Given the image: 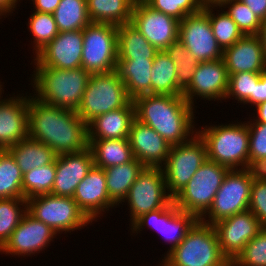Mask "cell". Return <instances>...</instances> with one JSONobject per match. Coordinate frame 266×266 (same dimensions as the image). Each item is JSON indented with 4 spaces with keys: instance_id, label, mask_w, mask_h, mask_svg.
<instances>
[{
    "instance_id": "cell-20",
    "label": "cell",
    "mask_w": 266,
    "mask_h": 266,
    "mask_svg": "<svg viewBox=\"0 0 266 266\" xmlns=\"http://www.w3.org/2000/svg\"><path fill=\"white\" fill-rule=\"evenodd\" d=\"M56 177L50 194L73 197L76 187L94 166L90 148L78 153L57 155Z\"/></svg>"
},
{
    "instance_id": "cell-26",
    "label": "cell",
    "mask_w": 266,
    "mask_h": 266,
    "mask_svg": "<svg viewBox=\"0 0 266 266\" xmlns=\"http://www.w3.org/2000/svg\"><path fill=\"white\" fill-rule=\"evenodd\" d=\"M154 59L118 60L116 71L120 75L129 97L151 94V69Z\"/></svg>"
},
{
    "instance_id": "cell-32",
    "label": "cell",
    "mask_w": 266,
    "mask_h": 266,
    "mask_svg": "<svg viewBox=\"0 0 266 266\" xmlns=\"http://www.w3.org/2000/svg\"><path fill=\"white\" fill-rule=\"evenodd\" d=\"M176 65L165 52L158 51L151 69V94L181 95L183 90L178 86Z\"/></svg>"
},
{
    "instance_id": "cell-34",
    "label": "cell",
    "mask_w": 266,
    "mask_h": 266,
    "mask_svg": "<svg viewBox=\"0 0 266 266\" xmlns=\"http://www.w3.org/2000/svg\"><path fill=\"white\" fill-rule=\"evenodd\" d=\"M23 173L7 150H0V199L24 198Z\"/></svg>"
},
{
    "instance_id": "cell-8",
    "label": "cell",
    "mask_w": 266,
    "mask_h": 266,
    "mask_svg": "<svg viewBox=\"0 0 266 266\" xmlns=\"http://www.w3.org/2000/svg\"><path fill=\"white\" fill-rule=\"evenodd\" d=\"M118 26L91 22L82 30L81 67L91 74L110 73L118 62Z\"/></svg>"
},
{
    "instance_id": "cell-13",
    "label": "cell",
    "mask_w": 266,
    "mask_h": 266,
    "mask_svg": "<svg viewBox=\"0 0 266 266\" xmlns=\"http://www.w3.org/2000/svg\"><path fill=\"white\" fill-rule=\"evenodd\" d=\"M130 23L158 51L165 50L173 42L179 40L180 21L170 15L153 10L143 0L134 2Z\"/></svg>"
},
{
    "instance_id": "cell-3",
    "label": "cell",
    "mask_w": 266,
    "mask_h": 266,
    "mask_svg": "<svg viewBox=\"0 0 266 266\" xmlns=\"http://www.w3.org/2000/svg\"><path fill=\"white\" fill-rule=\"evenodd\" d=\"M34 72V98L48 105L77 111L90 79V72L82 67L65 70L37 65Z\"/></svg>"
},
{
    "instance_id": "cell-49",
    "label": "cell",
    "mask_w": 266,
    "mask_h": 266,
    "mask_svg": "<svg viewBox=\"0 0 266 266\" xmlns=\"http://www.w3.org/2000/svg\"><path fill=\"white\" fill-rule=\"evenodd\" d=\"M35 11L53 14L60 3V0H32Z\"/></svg>"
},
{
    "instance_id": "cell-17",
    "label": "cell",
    "mask_w": 266,
    "mask_h": 266,
    "mask_svg": "<svg viewBox=\"0 0 266 266\" xmlns=\"http://www.w3.org/2000/svg\"><path fill=\"white\" fill-rule=\"evenodd\" d=\"M229 75L223 59L199 62L189 86L182 96L194 106L196 96L206 100H223L228 91Z\"/></svg>"
},
{
    "instance_id": "cell-21",
    "label": "cell",
    "mask_w": 266,
    "mask_h": 266,
    "mask_svg": "<svg viewBox=\"0 0 266 266\" xmlns=\"http://www.w3.org/2000/svg\"><path fill=\"white\" fill-rule=\"evenodd\" d=\"M128 139L134 158L144 167L161 168L165 164L172 145L154 129L135 119Z\"/></svg>"
},
{
    "instance_id": "cell-6",
    "label": "cell",
    "mask_w": 266,
    "mask_h": 266,
    "mask_svg": "<svg viewBox=\"0 0 266 266\" xmlns=\"http://www.w3.org/2000/svg\"><path fill=\"white\" fill-rule=\"evenodd\" d=\"M131 101L116 70L110 73L91 74L81 105L76 112L88 125L97 116L124 108Z\"/></svg>"
},
{
    "instance_id": "cell-30",
    "label": "cell",
    "mask_w": 266,
    "mask_h": 266,
    "mask_svg": "<svg viewBox=\"0 0 266 266\" xmlns=\"http://www.w3.org/2000/svg\"><path fill=\"white\" fill-rule=\"evenodd\" d=\"M118 60L154 59L158 50L131 23L118 26Z\"/></svg>"
},
{
    "instance_id": "cell-38",
    "label": "cell",
    "mask_w": 266,
    "mask_h": 266,
    "mask_svg": "<svg viewBox=\"0 0 266 266\" xmlns=\"http://www.w3.org/2000/svg\"><path fill=\"white\" fill-rule=\"evenodd\" d=\"M165 52L176 65L178 86L184 91L192 81L199 61L194 58L184 45L177 40L165 49Z\"/></svg>"
},
{
    "instance_id": "cell-16",
    "label": "cell",
    "mask_w": 266,
    "mask_h": 266,
    "mask_svg": "<svg viewBox=\"0 0 266 266\" xmlns=\"http://www.w3.org/2000/svg\"><path fill=\"white\" fill-rule=\"evenodd\" d=\"M222 254L231 263L244 246L263 228L249 210L234 214L213 224Z\"/></svg>"
},
{
    "instance_id": "cell-24",
    "label": "cell",
    "mask_w": 266,
    "mask_h": 266,
    "mask_svg": "<svg viewBox=\"0 0 266 266\" xmlns=\"http://www.w3.org/2000/svg\"><path fill=\"white\" fill-rule=\"evenodd\" d=\"M222 59L228 75L238 72L262 73L266 70V56L258 35H244L223 50Z\"/></svg>"
},
{
    "instance_id": "cell-15",
    "label": "cell",
    "mask_w": 266,
    "mask_h": 266,
    "mask_svg": "<svg viewBox=\"0 0 266 266\" xmlns=\"http://www.w3.org/2000/svg\"><path fill=\"white\" fill-rule=\"evenodd\" d=\"M196 220L197 218L193 214L179 210L172 201L167 207L141 215L132 223L131 230L133 233H138L146 225L155 229L165 237L167 242H170L168 253L183 240L188 229Z\"/></svg>"
},
{
    "instance_id": "cell-43",
    "label": "cell",
    "mask_w": 266,
    "mask_h": 266,
    "mask_svg": "<svg viewBox=\"0 0 266 266\" xmlns=\"http://www.w3.org/2000/svg\"><path fill=\"white\" fill-rule=\"evenodd\" d=\"M153 10L170 15L179 21L203 9L202 0H143Z\"/></svg>"
},
{
    "instance_id": "cell-52",
    "label": "cell",
    "mask_w": 266,
    "mask_h": 266,
    "mask_svg": "<svg viewBox=\"0 0 266 266\" xmlns=\"http://www.w3.org/2000/svg\"><path fill=\"white\" fill-rule=\"evenodd\" d=\"M258 36L261 39L262 47L266 56V20L262 22Z\"/></svg>"
},
{
    "instance_id": "cell-1",
    "label": "cell",
    "mask_w": 266,
    "mask_h": 266,
    "mask_svg": "<svg viewBox=\"0 0 266 266\" xmlns=\"http://www.w3.org/2000/svg\"><path fill=\"white\" fill-rule=\"evenodd\" d=\"M30 97L28 137L45 143L57 155L89 148L88 125L75 110L48 105Z\"/></svg>"
},
{
    "instance_id": "cell-47",
    "label": "cell",
    "mask_w": 266,
    "mask_h": 266,
    "mask_svg": "<svg viewBox=\"0 0 266 266\" xmlns=\"http://www.w3.org/2000/svg\"><path fill=\"white\" fill-rule=\"evenodd\" d=\"M246 4L249 9L257 16L262 22L266 20V0H240Z\"/></svg>"
},
{
    "instance_id": "cell-54",
    "label": "cell",
    "mask_w": 266,
    "mask_h": 266,
    "mask_svg": "<svg viewBox=\"0 0 266 266\" xmlns=\"http://www.w3.org/2000/svg\"><path fill=\"white\" fill-rule=\"evenodd\" d=\"M162 263H160V266H169L164 260L163 261H161ZM162 264V265H161Z\"/></svg>"
},
{
    "instance_id": "cell-18",
    "label": "cell",
    "mask_w": 266,
    "mask_h": 266,
    "mask_svg": "<svg viewBox=\"0 0 266 266\" xmlns=\"http://www.w3.org/2000/svg\"><path fill=\"white\" fill-rule=\"evenodd\" d=\"M83 52L82 30L59 32L34 58L38 67L77 69Z\"/></svg>"
},
{
    "instance_id": "cell-4",
    "label": "cell",
    "mask_w": 266,
    "mask_h": 266,
    "mask_svg": "<svg viewBox=\"0 0 266 266\" xmlns=\"http://www.w3.org/2000/svg\"><path fill=\"white\" fill-rule=\"evenodd\" d=\"M163 258L169 266H231L220 250L215 228L200 219Z\"/></svg>"
},
{
    "instance_id": "cell-22",
    "label": "cell",
    "mask_w": 266,
    "mask_h": 266,
    "mask_svg": "<svg viewBox=\"0 0 266 266\" xmlns=\"http://www.w3.org/2000/svg\"><path fill=\"white\" fill-rule=\"evenodd\" d=\"M72 198L92 222L101 212L116 206L108 195L105 171L96 166L78 184Z\"/></svg>"
},
{
    "instance_id": "cell-44",
    "label": "cell",
    "mask_w": 266,
    "mask_h": 266,
    "mask_svg": "<svg viewBox=\"0 0 266 266\" xmlns=\"http://www.w3.org/2000/svg\"><path fill=\"white\" fill-rule=\"evenodd\" d=\"M249 129V162L266 159V123L247 122Z\"/></svg>"
},
{
    "instance_id": "cell-51",
    "label": "cell",
    "mask_w": 266,
    "mask_h": 266,
    "mask_svg": "<svg viewBox=\"0 0 266 266\" xmlns=\"http://www.w3.org/2000/svg\"><path fill=\"white\" fill-rule=\"evenodd\" d=\"M256 107L257 119H254V121L252 120L251 122L266 123V101L258 104Z\"/></svg>"
},
{
    "instance_id": "cell-2",
    "label": "cell",
    "mask_w": 266,
    "mask_h": 266,
    "mask_svg": "<svg viewBox=\"0 0 266 266\" xmlns=\"http://www.w3.org/2000/svg\"><path fill=\"white\" fill-rule=\"evenodd\" d=\"M133 103L136 120L154 129L170 145L185 143L197 134L194 106L181 95L147 94L136 97Z\"/></svg>"
},
{
    "instance_id": "cell-35",
    "label": "cell",
    "mask_w": 266,
    "mask_h": 266,
    "mask_svg": "<svg viewBox=\"0 0 266 266\" xmlns=\"http://www.w3.org/2000/svg\"><path fill=\"white\" fill-rule=\"evenodd\" d=\"M215 7L217 5H206L203 6L202 10L209 16L216 41L221 49L225 50L241 39L244 34L225 11H222L220 14L218 13V15L213 13L212 9H215Z\"/></svg>"
},
{
    "instance_id": "cell-28",
    "label": "cell",
    "mask_w": 266,
    "mask_h": 266,
    "mask_svg": "<svg viewBox=\"0 0 266 266\" xmlns=\"http://www.w3.org/2000/svg\"><path fill=\"white\" fill-rule=\"evenodd\" d=\"M88 142L96 167L105 169L126 164L134 159L128 138L88 139Z\"/></svg>"
},
{
    "instance_id": "cell-39",
    "label": "cell",
    "mask_w": 266,
    "mask_h": 266,
    "mask_svg": "<svg viewBox=\"0 0 266 266\" xmlns=\"http://www.w3.org/2000/svg\"><path fill=\"white\" fill-rule=\"evenodd\" d=\"M29 30L32 32L33 43H35V56L44 49L59 33L54 15L50 13H42L34 11L30 15Z\"/></svg>"
},
{
    "instance_id": "cell-9",
    "label": "cell",
    "mask_w": 266,
    "mask_h": 266,
    "mask_svg": "<svg viewBox=\"0 0 266 266\" xmlns=\"http://www.w3.org/2000/svg\"><path fill=\"white\" fill-rule=\"evenodd\" d=\"M27 212L58 234L79 230L92 223L71 197L46 194L30 198Z\"/></svg>"
},
{
    "instance_id": "cell-10",
    "label": "cell",
    "mask_w": 266,
    "mask_h": 266,
    "mask_svg": "<svg viewBox=\"0 0 266 266\" xmlns=\"http://www.w3.org/2000/svg\"><path fill=\"white\" fill-rule=\"evenodd\" d=\"M207 160L206 146L198 134L179 145H172L162 165L166 189L173 199Z\"/></svg>"
},
{
    "instance_id": "cell-25",
    "label": "cell",
    "mask_w": 266,
    "mask_h": 266,
    "mask_svg": "<svg viewBox=\"0 0 266 266\" xmlns=\"http://www.w3.org/2000/svg\"><path fill=\"white\" fill-rule=\"evenodd\" d=\"M133 100L124 108L97 116L88 124V139L129 138L131 125L135 120Z\"/></svg>"
},
{
    "instance_id": "cell-45",
    "label": "cell",
    "mask_w": 266,
    "mask_h": 266,
    "mask_svg": "<svg viewBox=\"0 0 266 266\" xmlns=\"http://www.w3.org/2000/svg\"><path fill=\"white\" fill-rule=\"evenodd\" d=\"M248 210L266 227V181L253 180Z\"/></svg>"
},
{
    "instance_id": "cell-40",
    "label": "cell",
    "mask_w": 266,
    "mask_h": 266,
    "mask_svg": "<svg viewBox=\"0 0 266 266\" xmlns=\"http://www.w3.org/2000/svg\"><path fill=\"white\" fill-rule=\"evenodd\" d=\"M225 11L237 24L244 35H258L262 21L255 16L249 7L240 0H224L217 8H227Z\"/></svg>"
},
{
    "instance_id": "cell-27",
    "label": "cell",
    "mask_w": 266,
    "mask_h": 266,
    "mask_svg": "<svg viewBox=\"0 0 266 266\" xmlns=\"http://www.w3.org/2000/svg\"><path fill=\"white\" fill-rule=\"evenodd\" d=\"M7 151L12 155L23 174L34 168L54 163L57 158V154L45 143L30 137L21 140Z\"/></svg>"
},
{
    "instance_id": "cell-55",
    "label": "cell",
    "mask_w": 266,
    "mask_h": 266,
    "mask_svg": "<svg viewBox=\"0 0 266 266\" xmlns=\"http://www.w3.org/2000/svg\"><path fill=\"white\" fill-rule=\"evenodd\" d=\"M1 87H2V85L0 84V98H1V95H2V89H3Z\"/></svg>"
},
{
    "instance_id": "cell-19",
    "label": "cell",
    "mask_w": 266,
    "mask_h": 266,
    "mask_svg": "<svg viewBox=\"0 0 266 266\" xmlns=\"http://www.w3.org/2000/svg\"><path fill=\"white\" fill-rule=\"evenodd\" d=\"M55 233L48 225L35 219L28 212L22 217L20 224L12 232L8 241L0 249L9 255L30 256L40 253L53 241Z\"/></svg>"
},
{
    "instance_id": "cell-12",
    "label": "cell",
    "mask_w": 266,
    "mask_h": 266,
    "mask_svg": "<svg viewBox=\"0 0 266 266\" xmlns=\"http://www.w3.org/2000/svg\"><path fill=\"white\" fill-rule=\"evenodd\" d=\"M166 190L163 169L145 167L125 199L130 207L131 224L145 213L167 207L173 199Z\"/></svg>"
},
{
    "instance_id": "cell-37",
    "label": "cell",
    "mask_w": 266,
    "mask_h": 266,
    "mask_svg": "<svg viewBox=\"0 0 266 266\" xmlns=\"http://www.w3.org/2000/svg\"><path fill=\"white\" fill-rule=\"evenodd\" d=\"M26 212L27 200L25 198L0 199V249L20 224Z\"/></svg>"
},
{
    "instance_id": "cell-7",
    "label": "cell",
    "mask_w": 266,
    "mask_h": 266,
    "mask_svg": "<svg viewBox=\"0 0 266 266\" xmlns=\"http://www.w3.org/2000/svg\"><path fill=\"white\" fill-rule=\"evenodd\" d=\"M229 169L213 161L206 160L174 198L175 206L200 219L211 207Z\"/></svg>"
},
{
    "instance_id": "cell-33",
    "label": "cell",
    "mask_w": 266,
    "mask_h": 266,
    "mask_svg": "<svg viewBox=\"0 0 266 266\" xmlns=\"http://www.w3.org/2000/svg\"><path fill=\"white\" fill-rule=\"evenodd\" d=\"M53 15L59 32L83 30L91 23L86 0H60Z\"/></svg>"
},
{
    "instance_id": "cell-41",
    "label": "cell",
    "mask_w": 266,
    "mask_h": 266,
    "mask_svg": "<svg viewBox=\"0 0 266 266\" xmlns=\"http://www.w3.org/2000/svg\"><path fill=\"white\" fill-rule=\"evenodd\" d=\"M259 79L260 73L253 72H238L229 75L225 99L235 97L240 103L254 105V89Z\"/></svg>"
},
{
    "instance_id": "cell-36",
    "label": "cell",
    "mask_w": 266,
    "mask_h": 266,
    "mask_svg": "<svg viewBox=\"0 0 266 266\" xmlns=\"http://www.w3.org/2000/svg\"><path fill=\"white\" fill-rule=\"evenodd\" d=\"M56 177L55 162L23 174L22 189L26 200L50 194Z\"/></svg>"
},
{
    "instance_id": "cell-48",
    "label": "cell",
    "mask_w": 266,
    "mask_h": 266,
    "mask_svg": "<svg viewBox=\"0 0 266 266\" xmlns=\"http://www.w3.org/2000/svg\"><path fill=\"white\" fill-rule=\"evenodd\" d=\"M266 101V70L260 73V79L254 89V105Z\"/></svg>"
},
{
    "instance_id": "cell-14",
    "label": "cell",
    "mask_w": 266,
    "mask_h": 266,
    "mask_svg": "<svg viewBox=\"0 0 266 266\" xmlns=\"http://www.w3.org/2000/svg\"><path fill=\"white\" fill-rule=\"evenodd\" d=\"M179 41L199 62L222 58L223 50L213 35L209 16L203 10L180 21Z\"/></svg>"
},
{
    "instance_id": "cell-11",
    "label": "cell",
    "mask_w": 266,
    "mask_h": 266,
    "mask_svg": "<svg viewBox=\"0 0 266 266\" xmlns=\"http://www.w3.org/2000/svg\"><path fill=\"white\" fill-rule=\"evenodd\" d=\"M252 183L253 179L246 169L229 170L214 197L211 207L200 220L213 225L234 214L247 211ZM206 215L209 216L208 220H206Z\"/></svg>"
},
{
    "instance_id": "cell-29",
    "label": "cell",
    "mask_w": 266,
    "mask_h": 266,
    "mask_svg": "<svg viewBox=\"0 0 266 266\" xmlns=\"http://www.w3.org/2000/svg\"><path fill=\"white\" fill-rule=\"evenodd\" d=\"M145 167L135 158L122 165L104 169L110 200L117 206L125 202L130 187Z\"/></svg>"
},
{
    "instance_id": "cell-46",
    "label": "cell",
    "mask_w": 266,
    "mask_h": 266,
    "mask_svg": "<svg viewBox=\"0 0 266 266\" xmlns=\"http://www.w3.org/2000/svg\"><path fill=\"white\" fill-rule=\"evenodd\" d=\"M246 170L253 180L266 181V159L251 160Z\"/></svg>"
},
{
    "instance_id": "cell-42",
    "label": "cell",
    "mask_w": 266,
    "mask_h": 266,
    "mask_svg": "<svg viewBox=\"0 0 266 266\" xmlns=\"http://www.w3.org/2000/svg\"><path fill=\"white\" fill-rule=\"evenodd\" d=\"M231 266H266V227L244 246Z\"/></svg>"
},
{
    "instance_id": "cell-23",
    "label": "cell",
    "mask_w": 266,
    "mask_h": 266,
    "mask_svg": "<svg viewBox=\"0 0 266 266\" xmlns=\"http://www.w3.org/2000/svg\"><path fill=\"white\" fill-rule=\"evenodd\" d=\"M29 96L0 99V150L28 137Z\"/></svg>"
},
{
    "instance_id": "cell-31",
    "label": "cell",
    "mask_w": 266,
    "mask_h": 266,
    "mask_svg": "<svg viewBox=\"0 0 266 266\" xmlns=\"http://www.w3.org/2000/svg\"><path fill=\"white\" fill-rule=\"evenodd\" d=\"M136 0H86L91 22L116 26L131 22Z\"/></svg>"
},
{
    "instance_id": "cell-53",
    "label": "cell",
    "mask_w": 266,
    "mask_h": 266,
    "mask_svg": "<svg viewBox=\"0 0 266 266\" xmlns=\"http://www.w3.org/2000/svg\"><path fill=\"white\" fill-rule=\"evenodd\" d=\"M224 0H202L204 6L206 5H217L219 6Z\"/></svg>"
},
{
    "instance_id": "cell-5",
    "label": "cell",
    "mask_w": 266,
    "mask_h": 266,
    "mask_svg": "<svg viewBox=\"0 0 266 266\" xmlns=\"http://www.w3.org/2000/svg\"><path fill=\"white\" fill-rule=\"evenodd\" d=\"M206 146L207 159L229 170L246 169L249 163L247 123L205 126L196 131Z\"/></svg>"
},
{
    "instance_id": "cell-50",
    "label": "cell",
    "mask_w": 266,
    "mask_h": 266,
    "mask_svg": "<svg viewBox=\"0 0 266 266\" xmlns=\"http://www.w3.org/2000/svg\"><path fill=\"white\" fill-rule=\"evenodd\" d=\"M18 0H0V14L6 15L7 13L11 14L14 8H16Z\"/></svg>"
}]
</instances>
